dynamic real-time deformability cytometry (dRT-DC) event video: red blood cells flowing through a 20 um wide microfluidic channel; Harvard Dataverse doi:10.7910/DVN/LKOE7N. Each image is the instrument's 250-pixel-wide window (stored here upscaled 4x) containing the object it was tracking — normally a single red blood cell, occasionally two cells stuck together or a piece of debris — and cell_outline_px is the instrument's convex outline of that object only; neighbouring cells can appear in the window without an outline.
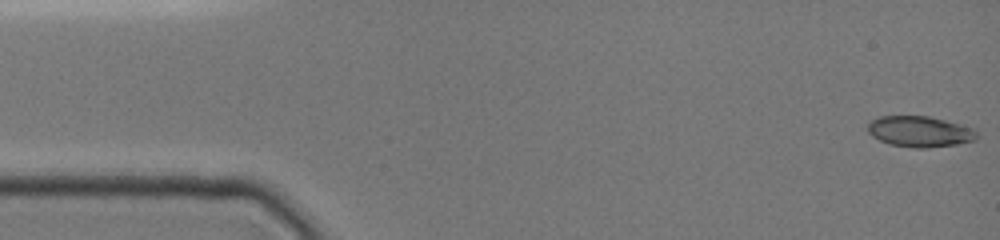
{"species": "common noctule bat (a hibernating species)", "species_latin": "Nyctalus noctula", "temperature_condition": "cold", "stored_images_in_passage": 48, "camera_frame_rate_fps": 3000, "um_per_image_px": 0.085, "animal": {"sex": "female", "body_mass_g": 19.0, "forearm_length_mm": 51.5}, "frame": {"image": 1, "passage_image": 1, "time_ms": 0.0, "image_size_px": [1000, 240], "cell_outline_px": [[976, 140], [956, 144], [928, 148], [912, 148], [888, 144], [872, 136], [868, 132], [868, 124], [872, 120], [880, 116], [928, 116], [944, 120], [968, 128], [976, 132]], "centroid_in_image_um": [78.11, 11.19], "position_along_channel_um": 6.9, "area_um2": 19.31}}
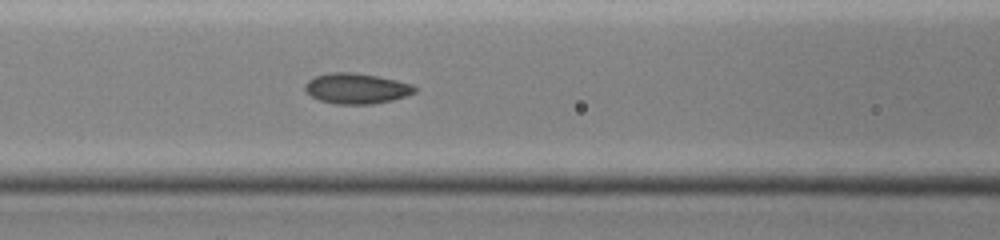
{"frame": {"image": 2, "passage_image": 20, "time_ms": 6.333, "image_size_px": [1000, 240], "cell_outline_px": [[416, 92], [392, 100], [372, 104], [336, 104], [320, 100], [312, 96], [304, 88], [304, 84], [308, 80], [316, 76], [332, 72], [348, 72], [376, 76], [396, 80], [412, 84], [416, 88]], "centroid_in_image_um": [30.29, 7.52], "position_along_channel_um": 136.3, "area_um2": 19.25}}
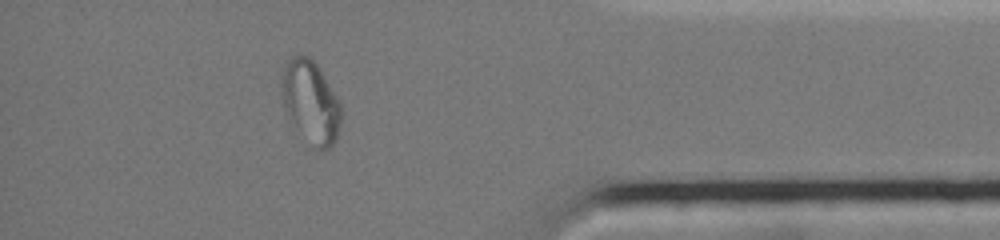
{"frame": {"image": 3, "passage_image": 42, "time_ms": 13.667, "image_size_px": [1000, 240], "cell_outline_px": [[340, 124], [336, 140], [328, 148], [320, 152], [316, 152], [288, 120], [284, 104], [280, 84], [280, 72], [292, 56], [300, 52], [304, 52], [316, 64], [336, 96], [340, 104]], "centroid_in_image_um": [26.36, 8.68], "position_along_channel_um": 408.8, "area_um2": 29.02}}